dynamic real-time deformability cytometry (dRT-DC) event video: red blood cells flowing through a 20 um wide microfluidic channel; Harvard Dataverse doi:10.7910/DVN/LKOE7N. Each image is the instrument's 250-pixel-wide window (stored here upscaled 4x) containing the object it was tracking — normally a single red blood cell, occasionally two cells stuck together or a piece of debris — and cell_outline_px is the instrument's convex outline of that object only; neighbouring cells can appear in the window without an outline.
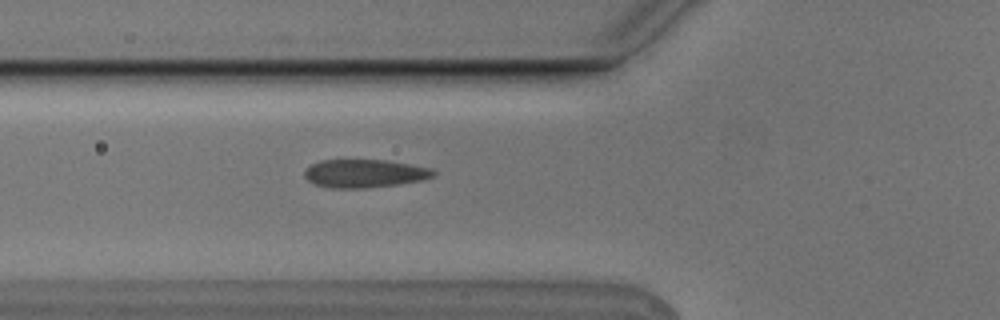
{"species": "Egyptian fruit bat (a non-hibernating species)", "species_latin": "Rousettus aegyptiacus", "temperature_condition": "cold", "stored_images_in_passage": 6, "camera_frame_rate_fps": 3000, "um_per_image_px": 0.085, "animal": {"sex": "male"}, "frame": {"image": 1, "passage_image": 6, "time_ms": 1.667, "image_size_px": [1000, 320], "cell_outline_px": [[436, 176], [420, 180], [396, 184], [364, 188], [332, 188], [316, 184], [308, 180], [304, 176], [304, 172], [312, 164], [320, 160], [388, 160], [432, 168], [436, 172]], "centroid_in_image_um": [31.01, 14.73], "position_along_channel_um": 94.8, "area_um2": 21.04}}